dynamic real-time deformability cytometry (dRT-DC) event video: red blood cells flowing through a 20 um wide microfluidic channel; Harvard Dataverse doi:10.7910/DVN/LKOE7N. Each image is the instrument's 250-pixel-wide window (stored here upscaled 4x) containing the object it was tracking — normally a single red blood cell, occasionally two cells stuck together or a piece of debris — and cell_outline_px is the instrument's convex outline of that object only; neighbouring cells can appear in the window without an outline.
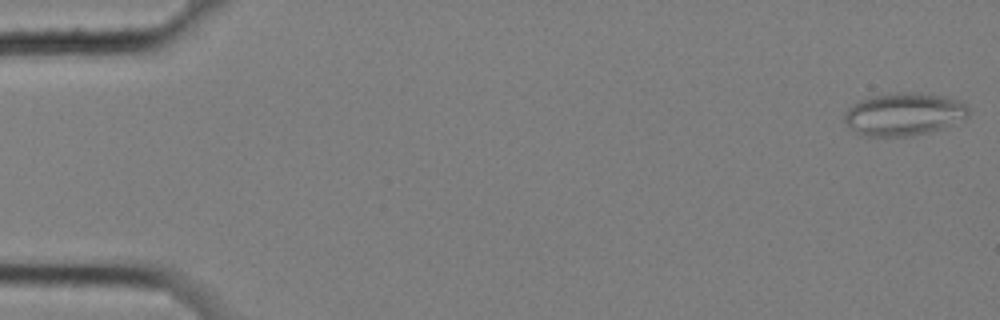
{"species": "common noctule bat (a hibernating species)", "species_latin": "Nyctalus noctula", "temperature_condition": "cold", "stored_images_in_passage": 5, "camera_frame_rate_fps": 3000, "um_per_image_px": 0.085, "animal": {"sex": "female", "body_mass_g": 25.1}, "frame": {"image": 1, "passage_image": 1, "time_ms": 0.0, "image_size_px": [1000, 320], "cell_outline_px": [[972, 112], [968, 116], [940, 128], [928, 132], [908, 136], [868, 136], [856, 132], [844, 120], [844, 112], [848, 108], [860, 100], [872, 96], [896, 92], [912, 92], [944, 96], [960, 100]], "centroid_in_image_um": [76.83, 9.69], "position_along_channel_um": 8.2, "area_um2": 30.58}}